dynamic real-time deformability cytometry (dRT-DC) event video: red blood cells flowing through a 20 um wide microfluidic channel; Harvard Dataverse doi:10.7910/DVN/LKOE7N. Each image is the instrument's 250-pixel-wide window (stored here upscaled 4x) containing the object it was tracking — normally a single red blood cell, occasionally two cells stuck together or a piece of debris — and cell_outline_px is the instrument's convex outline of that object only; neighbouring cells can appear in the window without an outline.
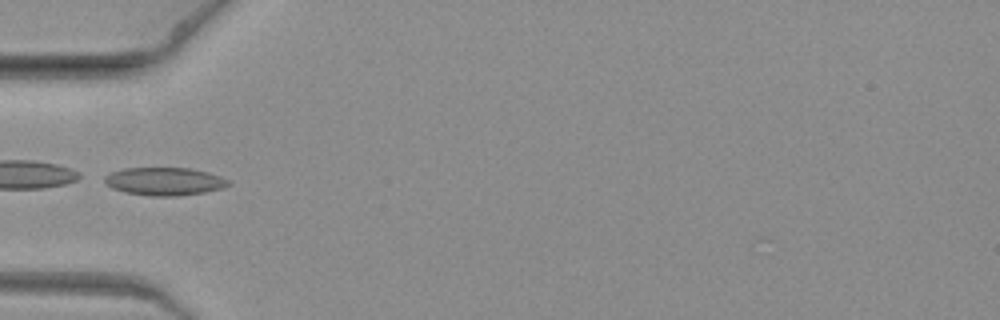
{"species": "common noctule bat (a hibernating species)", "species_latin": "Nyctalus noctula", "temperature_condition": "warm", "stored_images_in_passage": 4, "camera_frame_rate_fps": 3000, "um_per_image_px": 0.085, "animal": {"sex": "female", "body_mass_g": 19.3, "forearm_length_mm": 54.1}, "frame": {"image": 1, "passage_image": 2, "time_ms": 0.333, "image_size_px": [1000, 320], "cell_outline_px": [[232, 184], [220, 188], [204, 192], [176, 196], [152, 196], [124, 192], [112, 188], [104, 180], [104, 176], [112, 172], [124, 168], [192, 168], [208, 172], [220, 176], [228, 180]], "centroid_in_image_um": [13.98, 15.41], "position_along_channel_um": 71.0, "area_um2": 20.06}}
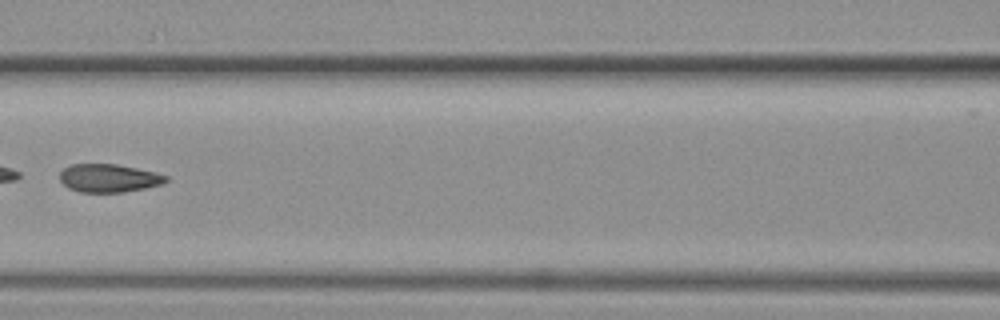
{"frame": {"image": 2, "passage_image": 4, "time_ms": 1.0, "image_size_px": [1000, 320], "cell_outline_px": [[168, 180], [164, 184], [124, 192], [80, 192], [68, 188], [60, 180], [60, 172], [64, 168], [72, 164], [116, 164], [136, 168], [168, 176]], "centroid_in_image_um": [9.24, 15.14], "position_along_channel_um": 157.4, "area_um2": 17.34}}